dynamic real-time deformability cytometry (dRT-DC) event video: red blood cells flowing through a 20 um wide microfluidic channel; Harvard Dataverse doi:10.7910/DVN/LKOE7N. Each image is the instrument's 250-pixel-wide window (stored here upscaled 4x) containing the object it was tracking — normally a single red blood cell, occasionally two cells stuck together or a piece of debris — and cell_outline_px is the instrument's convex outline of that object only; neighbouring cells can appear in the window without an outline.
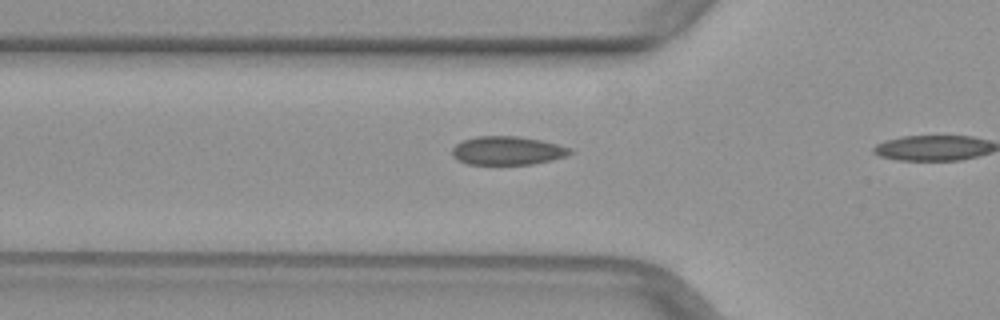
{"species": "common noctule bat (a hibernating species)", "species_latin": "Nyctalus noctula", "temperature_condition": "warm", "stored_images_in_passage": 10, "camera_frame_rate_fps": 3000, "um_per_image_px": 0.085, "animal": {"sex": "female", "body_mass_g": 29.2, "forearm_length_mm": 56.3}, "frame": {"image": 1, "passage_image": 9, "time_ms": 2.667, "image_size_px": [1000, 320], "cell_outline_px": [[572, 152], [564, 156], [552, 160], [532, 164], [468, 164], [456, 160], [452, 156], [452, 148], [456, 144], [464, 140], [476, 136], [516, 136], [540, 140], [572, 148]], "centroid_in_image_um": [43.09, 12.8], "position_along_channel_um": 82.7, "area_um2": 19.54}}